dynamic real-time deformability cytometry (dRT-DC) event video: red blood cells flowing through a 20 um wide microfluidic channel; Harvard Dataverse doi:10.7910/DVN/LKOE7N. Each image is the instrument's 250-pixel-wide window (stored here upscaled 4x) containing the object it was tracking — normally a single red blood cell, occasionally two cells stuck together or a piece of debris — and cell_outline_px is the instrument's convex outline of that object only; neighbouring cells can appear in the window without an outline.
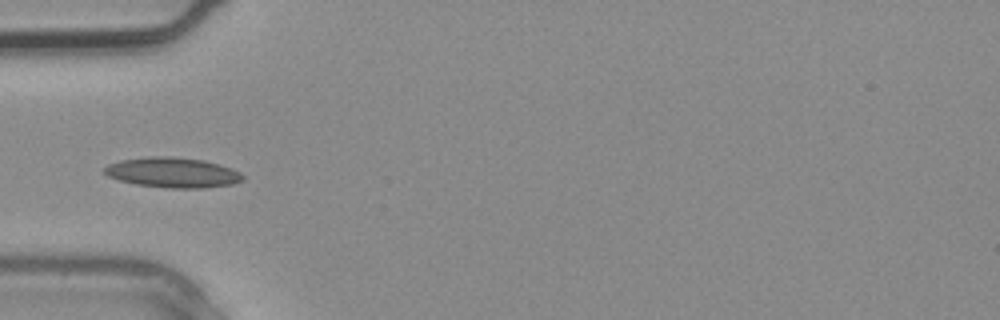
{"species": "common noctule bat (a hibernating species)", "species_latin": "Nyctalus noctula", "temperature_condition": "warm", "stored_images_in_passage": 5, "camera_frame_rate_fps": 3000, "um_per_image_px": 0.085, "animal": {"sex": "male", "body_mass_g": 20.4}, "frame": {"image": 1, "passage_image": 5, "time_ms": 1.333, "image_size_px": [1000, 320], "cell_outline_px": [[244, 180], [232, 184], [204, 188], [168, 188], [136, 184], [120, 180], [108, 176], [104, 172], [104, 168], [108, 164], [120, 160], [144, 156], [172, 156], [204, 160], [220, 164], [232, 168], [240, 172], [244, 176]], "centroid_in_image_um": [14.69, 14.65], "position_along_channel_um": 70.3, "area_um2": 24.51}}